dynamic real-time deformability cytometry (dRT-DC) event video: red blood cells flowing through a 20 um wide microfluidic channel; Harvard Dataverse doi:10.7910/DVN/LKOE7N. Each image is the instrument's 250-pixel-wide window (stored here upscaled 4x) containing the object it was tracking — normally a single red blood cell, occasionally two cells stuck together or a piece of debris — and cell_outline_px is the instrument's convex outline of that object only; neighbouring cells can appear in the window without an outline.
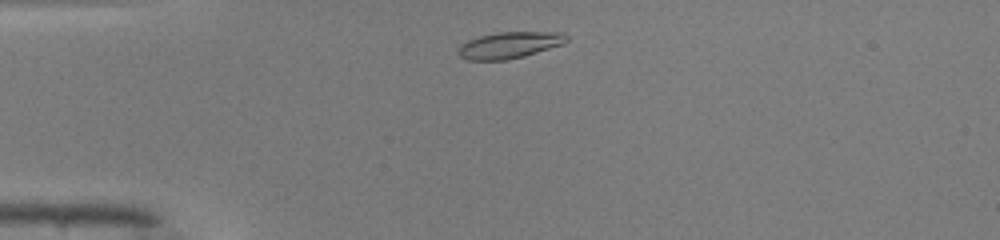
{"species": "common noctule bat (a hibernating species)", "species_latin": "Nyctalus noctula", "temperature_condition": "warm", "stored_images_in_passage": 39, "camera_frame_rate_fps": 3000, "um_per_image_px": 0.085, "animal": {"sex": "male", "body_mass_g": 19.0, "forearm_length_mm": 50.8}, "frame": {"image": 1, "passage_image": 2, "time_ms": 0.333, "image_size_px": [1000, 240], "cell_outline_px": [[568, 40], [564, 44], [524, 56], [504, 60], [468, 60], [460, 56], [456, 52], [460, 44], [468, 40], [480, 36], [500, 32], [564, 32], [568, 36]], "centroid_in_image_um": [43.31, 3.83], "position_along_channel_um": 41.7, "area_um2": 16.76}}
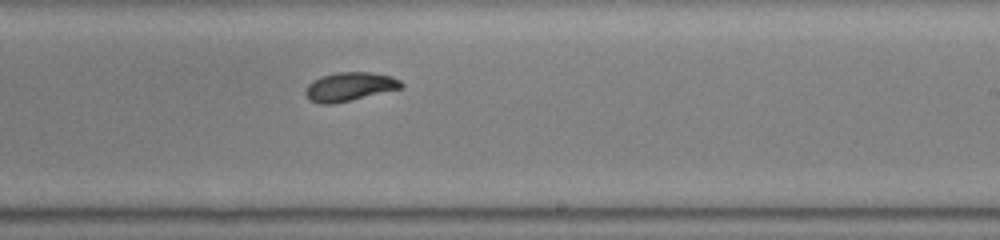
{"frame": {"image": 2, "passage_image": 20, "time_ms": 6.333, "image_size_px": [1000, 240], "cell_outline_px": [[404, 88], [332, 104], [320, 104], [312, 100], [304, 92], [308, 84], [312, 80], [320, 76], [340, 72], [372, 72], [392, 76], [400, 80], [404, 84]], "centroid_in_image_um": [29.75, 7.35], "position_along_channel_um": 259.2, "area_um2": 16.07}}
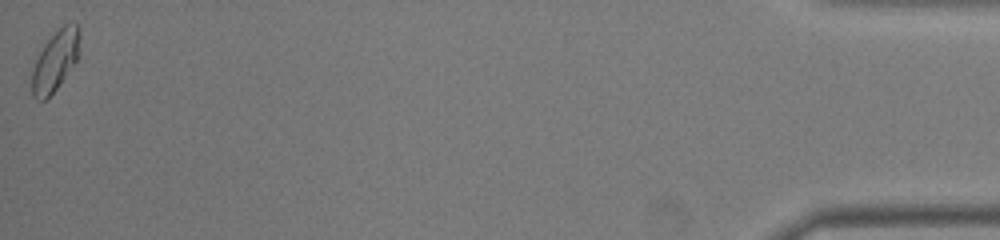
{"frame": {"image": 3, "passage_image": 39, "time_ms": 12.667, "image_size_px": [1000, 240], "cell_outline_px": [[80, 56], [56, 88], [44, 100], [36, 100], [32, 96], [32, 68], [44, 44], [56, 28], [72, 20], [80, 28]], "centroid_in_image_um": [4.73, 5.08], "position_along_channel_um": 430.5, "area_um2": 17.11}, "authors_computed_cell_mechanics": {"area_um2": 16.0684, "velocity_mm_per_s": 4.1281, "shape_relaxation_time_tau1_ms": 4.4771, "shape_relaxation_time_tau2_ms": 2.1707, "deformation_change_tau1": 0.1577, "deformation_change_tau2": 0.0518}}